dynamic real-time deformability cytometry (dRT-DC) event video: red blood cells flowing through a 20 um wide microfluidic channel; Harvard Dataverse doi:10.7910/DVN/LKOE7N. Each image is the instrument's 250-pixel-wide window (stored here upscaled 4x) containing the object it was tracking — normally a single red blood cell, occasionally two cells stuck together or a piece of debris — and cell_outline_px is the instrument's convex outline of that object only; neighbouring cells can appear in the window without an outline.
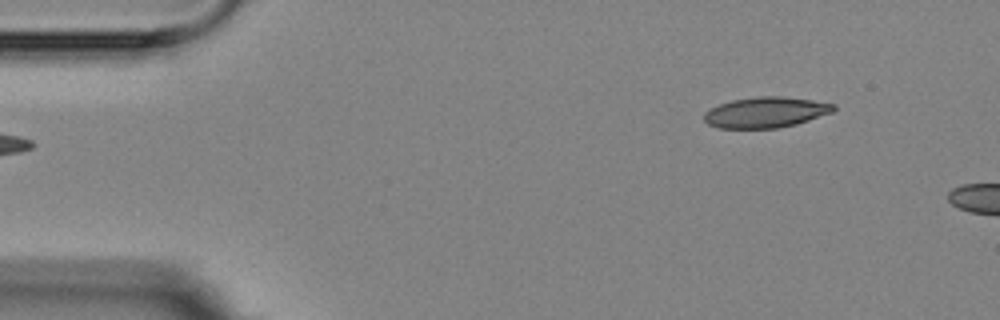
{"species": "Egyptian fruit bat (a non-hibernating species)", "species_latin": "Rousettus aegyptiacus", "temperature_condition": "room temperature", "stored_images_in_passage": 4, "camera_frame_rate_fps": 3000, "um_per_image_px": 0.085, "animal": {"sex": "female"}, "frame": {"image": 1, "passage_image": 4, "time_ms": 4.667, "image_size_px": [1000, 320], "cell_outline_px": [[836, 108], [832, 112], [796, 124], [776, 128], [716, 128], [708, 124], [704, 120], [704, 112], [720, 104], [732, 100], [760, 96], [780, 96], [812, 100], [836, 104]], "centroid_in_image_um": [65.08, 9.55], "position_along_channel_um": 19.9, "area_um2": 23.0}}